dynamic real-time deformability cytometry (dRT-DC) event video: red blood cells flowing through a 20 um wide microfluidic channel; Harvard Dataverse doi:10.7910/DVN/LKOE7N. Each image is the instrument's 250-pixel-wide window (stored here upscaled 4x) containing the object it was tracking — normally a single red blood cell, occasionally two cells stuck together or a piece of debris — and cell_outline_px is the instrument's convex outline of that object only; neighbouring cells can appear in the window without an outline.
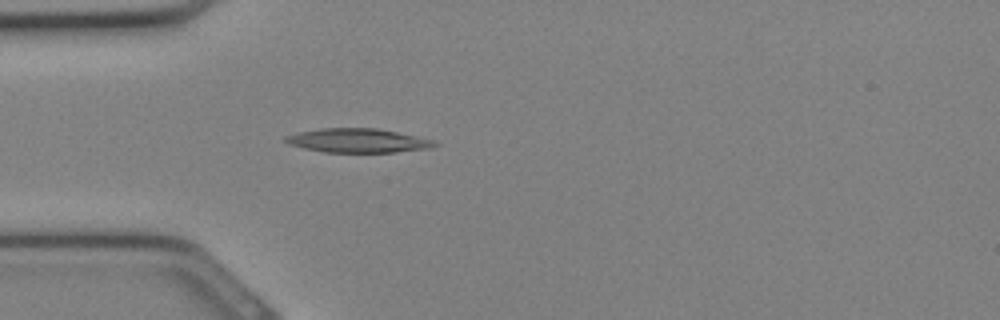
{"species": "Egyptian fruit bat (a non-hibernating species)", "species_latin": "Rousettus aegyptiacus", "temperature_condition": "cold", "stored_images_in_passage": 27, "camera_frame_rate_fps": 3000, "um_per_image_px": 0.085, "animal": {"sex": "female"}, "frame": {"image": 1, "passage_image": 4, "time_ms": 1.0, "image_size_px": [1000, 320], "cell_outline_px": [[440, 144], [432, 148], [396, 152], [324, 152], [304, 148], [288, 144], [284, 140], [284, 136], [296, 132], [320, 128], [376, 128], [416, 136], [432, 140]], "centroid_in_image_um": [30.39, 11.95], "position_along_channel_um": 54.6, "area_um2": 20.92}}
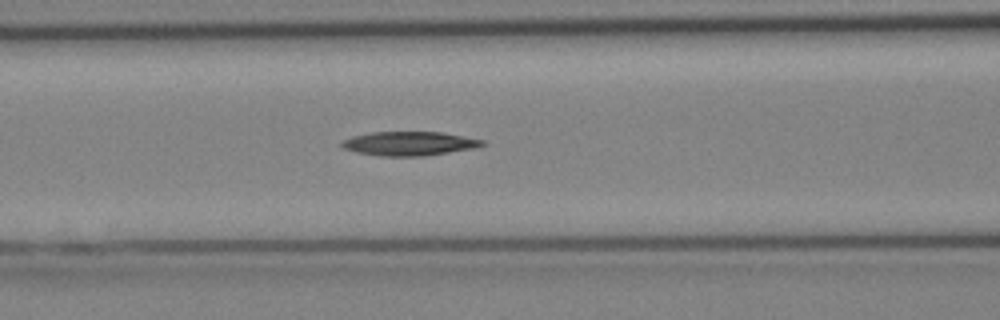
{"frame": {"image": 2, "passage_image": 8, "time_ms": 2.333, "image_size_px": [1000, 320], "cell_outline_px": [[488, 144], [476, 148], [424, 156], [380, 156], [356, 152], [344, 148], [340, 144], [344, 140], [352, 136], [372, 132], [440, 132], [484, 140]], "centroid_in_image_um": [34.82, 12.2], "position_along_channel_um": 131.8, "area_um2": 19.65}}
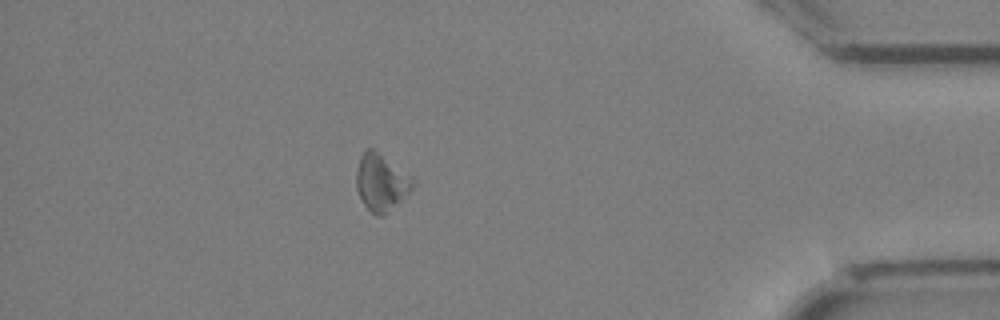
{"frame": {"image": 3, "passage_image": 23, "time_ms": 7.333, "image_size_px": [1000, 320], "cell_outline_px": [[416, 184], [404, 200], [384, 216], [376, 216], [364, 204], [356, 188], [356, 172], [360, 156], [368, 148], [372, 148], [412, 176], [416, 180]], "centroid_in_image_um": [32.44, 15.53], "position_along_channel_um": 402.8, "area_um2": 18.96}}